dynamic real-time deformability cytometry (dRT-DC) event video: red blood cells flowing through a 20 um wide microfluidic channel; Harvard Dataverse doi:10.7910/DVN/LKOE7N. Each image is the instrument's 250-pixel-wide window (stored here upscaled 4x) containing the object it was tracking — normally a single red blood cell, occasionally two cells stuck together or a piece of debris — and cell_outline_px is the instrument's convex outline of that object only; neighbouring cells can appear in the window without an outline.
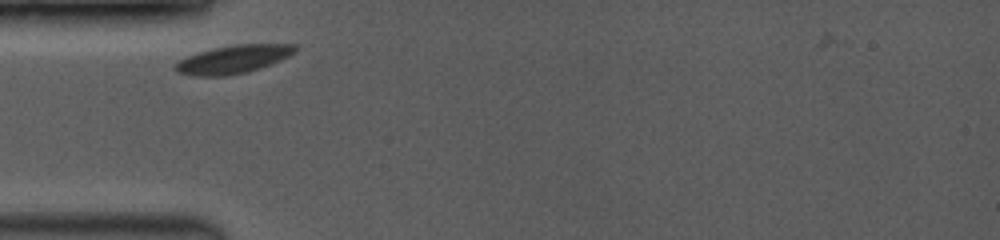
{"species": "common noctule bat (a hibernating species)", "species_latin": "Nyctalus noctula", "temperature_condition": "room temperature", "stored_images_in_passage": 29, "camera_frame_rate_fps": 3500, "um_per_image_px": 0.085, "animal": {"sex": "female", "body_mass_g": 19.0, "forearm_length_mm": 53.3}, "frame": {"image": 1, "passage_image": 2, "time_ms": 0.286, "image_size_px": [1000, 240], "cell_outline_px": [[296, 52], [280, 60], [260, 68], [248, 72], [224, 76], [196, 76], [176, 72], [176, 64], [180, 60], [188, 56], [212, 48], [236, 44], [296, 44]], "centroid_in_image_um": [19.85, 5.04], "position_along_channel_um": 65.1, "area_um2": 19.48}}
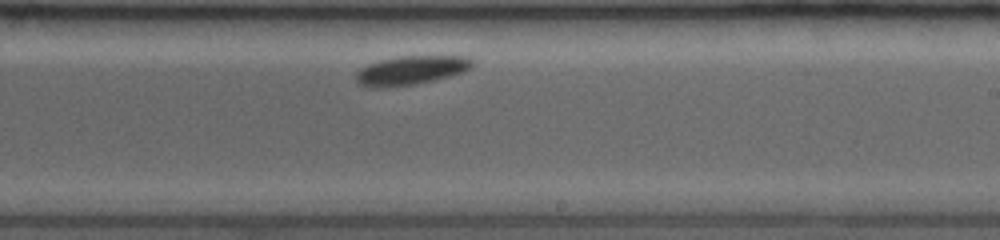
{"frame": {"image": 2, "passage_image": 17, "time_ms": 5.429, "image_size_px": [1000, 240], "cell_outline_px": [[476, 64], [464, 72], [416, 84], [376, 88], [360, 84], [356, 80], [356, 72], [360, 68], [368, 64], [380, 60], [396, 56], [468, 56]], "centroid_in_image_um": [34.95, 5.96], "position_along_channel_um": 254.1, "area_um2": 19.59}}
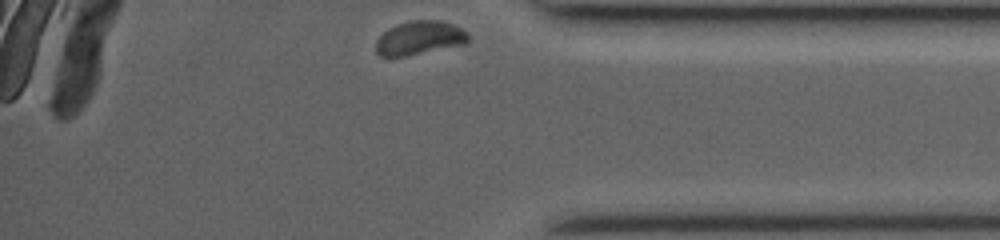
{"frame": {"image": 3, "passage_image": 29, "time_ms": 9.429, "image_size_px": [1000, 240], "cell_outline_px": [[468, 44], [404, 56], [380, 56], [376, 52], [376, 40], [388, 28], [396, 24], [412, 20], [440, 20], [452, 24], [460, 28], [468, 36]], "centroid_in_image_um": [35.65, 3.22], "position_along_channel_um": 399.5, "area_um2": 18.09}, "authors_computed_cell_mechanics": {"area_um2": 19.5364, "velocity_mm_per_s": 3.6949, "shape_relaxation_time_tau1_ms": 0.7904, "shape_relaxation_time_tau2_ms": null, "deformation_change_tau1": 0.0701, "deformation_change_tau2": null}}